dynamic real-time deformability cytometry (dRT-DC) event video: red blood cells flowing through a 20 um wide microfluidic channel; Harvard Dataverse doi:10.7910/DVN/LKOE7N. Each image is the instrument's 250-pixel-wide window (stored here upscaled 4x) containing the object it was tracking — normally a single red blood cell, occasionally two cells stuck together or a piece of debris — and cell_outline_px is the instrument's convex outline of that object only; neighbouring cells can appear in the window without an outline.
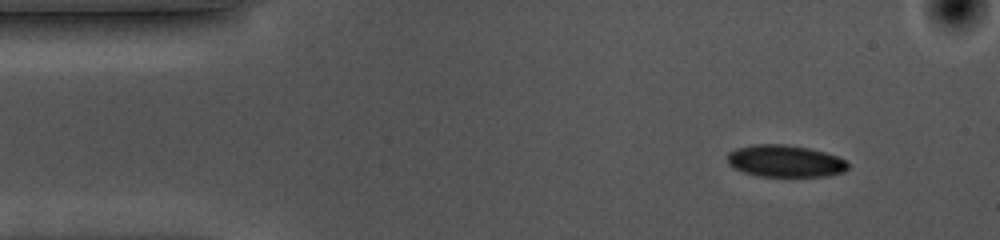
{"species": "common noctule bat (a hibernating species)", "species_latin": "Nyctalus noctula", "temperature_condition": "cold", "stored_images_in_passage": 4, "camera_frame_rate_fps": 3000, "um_per_image_px": 0.085, "animal": {"sex": "female", "body_mass_g": 10.0, "forearm_length_mm": 53.1}, "frame": {"image": 1, "passage_image": 2, "time_ms": 0.333, "image_size_px": [1000, 240], "cell_outline_px": [[844, 164], [840, 168], [804, 172], [772, 172], [740, 164], [732, 160], [732, 156], [788, 152], [804, 152], [824, 156], [840, 160]], "centroid_in_image_um": [67.05, 13.77], "position_along_channel_um": 18.0, "area_um2": 11.91}}